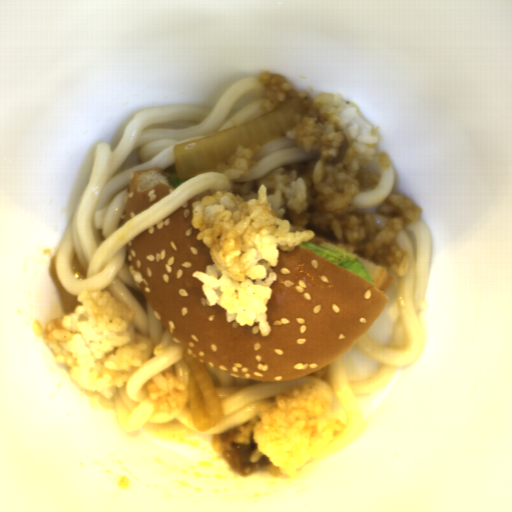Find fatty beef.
Listing matches in <instances>:
<instances>
[{
	"mask_svg": "<svg viewBox=\"0 0 512 512\" xmlns=\"http://www.w3.org/2000/svg\"><path fill=\"white\" fill-rule=\"evenodd\" d=\"M257 446L254 431H250L248 445H239L230 441L228 449L222 453V458L235 474L244 477L252 476L255 471L273 463L267 456H262L257 462H251L250 454L256 450Z\"/></svg>",
	"mask_w": 512,
	"mask_h": 512,
	"instance_id": "8fa450e3",
	"label": "fatty beef"
}]
</instances>
